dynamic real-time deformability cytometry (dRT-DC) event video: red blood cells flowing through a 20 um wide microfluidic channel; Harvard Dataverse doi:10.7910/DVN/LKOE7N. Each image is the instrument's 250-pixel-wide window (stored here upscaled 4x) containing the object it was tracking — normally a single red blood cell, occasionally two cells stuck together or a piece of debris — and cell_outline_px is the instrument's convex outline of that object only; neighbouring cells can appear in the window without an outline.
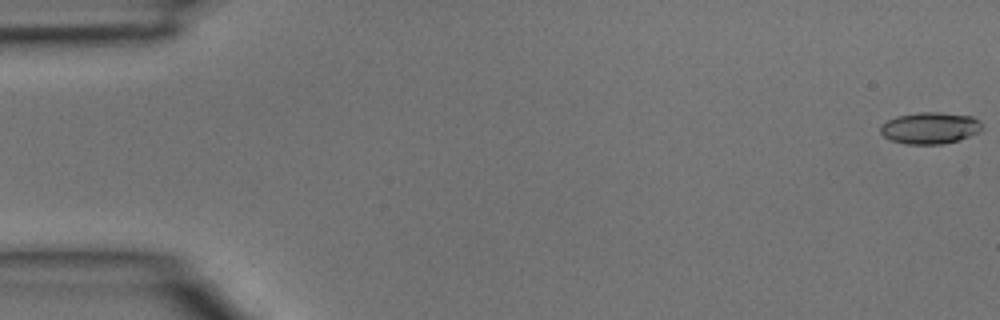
{"species": "common noctule bat (a hibernating species)", "species_latin": "Nyctalus noctula", "temperature_condition": "room temperature", "stored_images_in_passage": 4, "camera_frame_rate_fps": 3000, "um_per_image_px": 0.085, "animal": {"sex": "male", "body_mass_g": 15.6}, "frame": {"image": 1, "passage_image": 1, "time_ms": 0.0, "image_size_px": [1000, 320], "cell_outline_px": [[984, 128], [980, 132], [956, 140], [940, 144], [908, 144], [892, 140], [884, 136], [880, 132], [880, 124], [896, 116], [920, 112], [940, 112], [972, 116], [980, 120]], "centroid_in_image_um": [79.07, 10.86], "position_along_channel_um": 5.9, "area_um2": 18.73}}
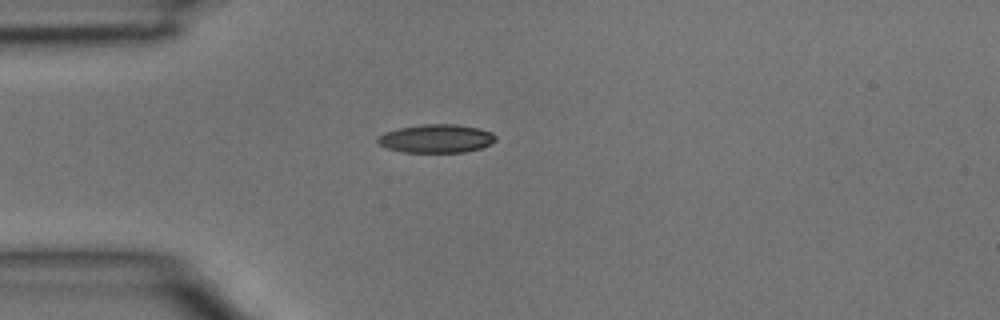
{"frame": {"image": 2, "passage_image": 4, "time_ms": 1.0, "image_size_px": [1000, 320], "cell_outline_px": [[496, 140], [492, 144], [480, 148], [464, 152], [404, 152], [388, 148], [380, 144], [376, 140], [376, 136], [384, 132], [400, 128], [424, 124], [456, 124], [480, 128], [492, 132], [496, 136]], "centroid_in_image_um": [37.11, 11.77], "position_along_channel_um": 47.9, "area_um2": 19.59}}